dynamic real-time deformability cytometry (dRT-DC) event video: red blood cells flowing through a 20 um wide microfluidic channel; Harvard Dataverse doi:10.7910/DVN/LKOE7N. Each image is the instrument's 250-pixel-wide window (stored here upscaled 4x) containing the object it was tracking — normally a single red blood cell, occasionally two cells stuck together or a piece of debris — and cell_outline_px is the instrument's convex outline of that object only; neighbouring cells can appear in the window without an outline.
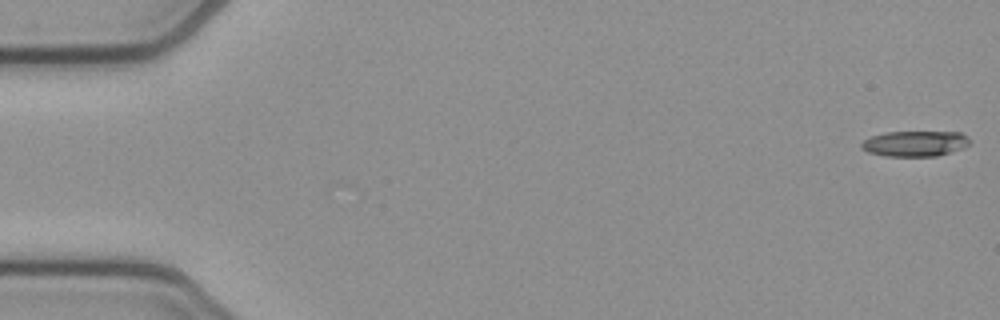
{"species": "common noctule bat (a hibernating species)", "species_latin": "Nyctalus noctula", "temperature_condition": "cold", "stored_images_in_passage": 4, "camera_frame_rate_fps": 3000, "um_per_image_px": 0.085, "animal": {"sex": "female", "body_mass_g": 21.9}, "frame": {"image": 1, "passage_image": 1, "time_ms": 0.0, "image_size_px": [1000, 320], "cell_outline_px": [[972, 140], [968, 144], [960, 148], [936, 156], [884, 156], [868, 152], [860, 148], [860, 144], [864, 140], [872, 136], [888, 132], [960, 132], [968, 136]], "centroid_in_image_um": [77.75, 12.2], "position_along_channel_um": 7.2, "area_um2": 16.01}}